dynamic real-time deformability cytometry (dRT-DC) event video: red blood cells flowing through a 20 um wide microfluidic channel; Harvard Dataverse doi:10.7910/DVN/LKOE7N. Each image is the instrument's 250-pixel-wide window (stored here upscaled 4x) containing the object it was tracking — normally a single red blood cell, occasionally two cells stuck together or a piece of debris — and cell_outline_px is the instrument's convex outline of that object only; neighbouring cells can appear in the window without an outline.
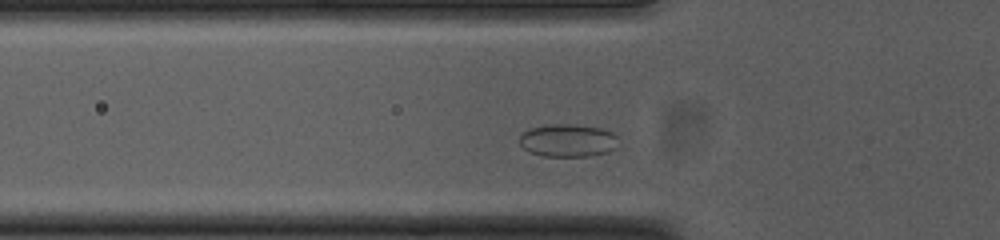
{"species": "common noctule bat (a hibernating species)", "species_latin": "Nyctalus noctula", "temperature_condition": "cold", "stored_images_in_passage": 35, "camera_frame_rate_fps": 3000, "um_per_image_px": 0.085, "animal": {"sex": "female", "body_mass_g": 23.0, "forearm_length_mm": 53.4}, "frame": {"image": 1, "passage_image": 7, "time_ms": 2.0, "image_size_px": [1000, 240], "cell_outline_px": [[616, 148], [608, 152], [588, 156], [544, 156], [528, 152], [520, 144], [520, 136], [524, 132], [532, 128], [552, 124], [572, 124], [600, 128], [612, 132], [616, 136]], "centroid_in_image_um": [48.27, 11.95], "position_along_channel_um": 77.5, "area_um2": 18.73}}
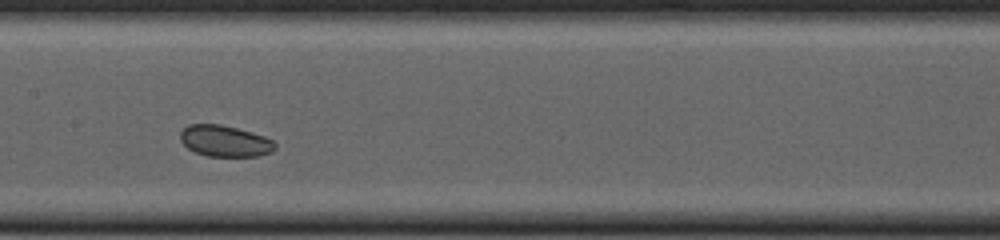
{"frame": {"image": 2, "passage_image": 16, "time_ms": 5.0, "image_size_px": [1000, 240], "cell_outline_px": [[276, 148], [272, 152], [256, 156], [208, 156], [196, 152], [188, 148], [180, 140], [180, 132], [188, 124], [220, 124], [252, 132], [264, 136], [272, 140], [276, 144]], "centroid_in_image_um": [19.12, 11.98], "position_along_channel_um": 188.3, "area_um2": 17.22}}
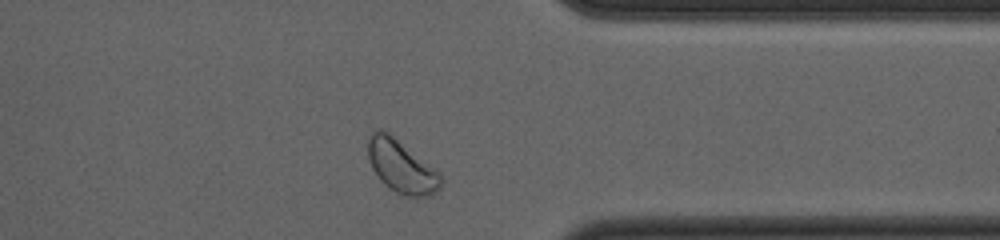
{"frame": {"image": 3, "passage_image": 32, "time_ms": 10.333, "image_size_px": [1000, 240], "cell_outline_px": [[444, 184], [432, 196], [404, 196], [388, 188], [380, 180], [372, 168], [368, 156], [368, 136], [376, 128], [388, 132], [436, 168], [440, 172], [444, 180]], "centroid_in_image_um": [34.16, 14.16], "position_along_channel_um": 377.2, "area_um2": 22.77}, "authors_computed_cell_mechanics": {"area_um2": 18.1492, "velocity_mm_per_s": 3.6817, "shape_relaxation_time_tau1_ms": null, "shape_relaxation_time_tau2_ms": 8.6792, "deformation_change_tau1": null, "deformation_change_tau2": 0.0973}}